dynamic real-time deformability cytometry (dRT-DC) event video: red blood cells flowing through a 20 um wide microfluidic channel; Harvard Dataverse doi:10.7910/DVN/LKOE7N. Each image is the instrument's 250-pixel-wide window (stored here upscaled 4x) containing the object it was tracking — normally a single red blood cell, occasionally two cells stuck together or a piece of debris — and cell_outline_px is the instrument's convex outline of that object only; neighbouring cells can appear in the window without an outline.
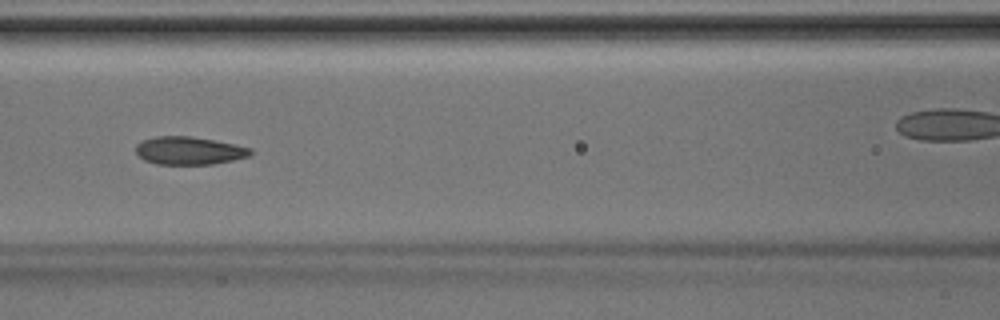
{"species": "Egyptian fruit bat (a non-hibernating species)", "species_latin": "Rousettus aegyptiacus", "temperature_condition": "room temperature", "stored_images_in_passage": 45, "camera_frame_rate_fps": 3000, "um_per_image_px": 0.085, "animal": {"sex": "male"}, "frame": {"image": 1, "passage_image": 20, "time_ms": 6.333, "image_size_px": [1000, 320], "cell_outline_px": [[252, 152], [248, 156], [232, 160], [212, 164], [156, 164], [144, 160], [136, 152], [136, 144], [140, 140], [156, 136], [192, 136], [252, 148]], "centroid_in_image_um": [16.02, 12.8], "position_along_channel_um": 150.6, "area_um2": 18.55}}
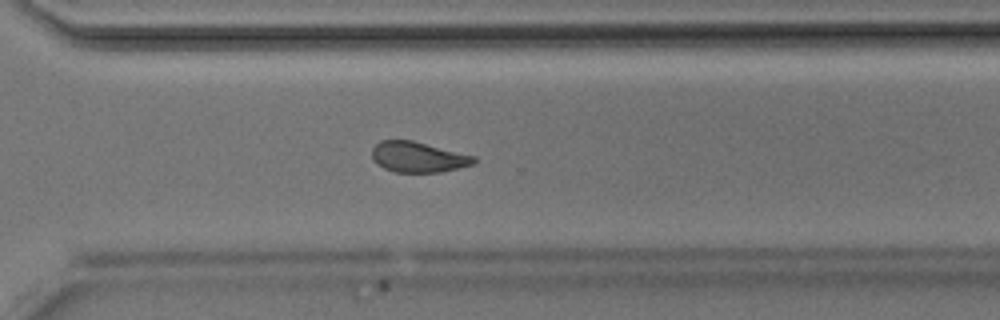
{"frame": {"image": 2, "passage_image": 32, "time_ms": 10.333, "image_size_px": [1000, 320], "cell_outline_px": [[476, 164], [440, 172], [396, 172], [384, 168], [376, 164], [372, 160], [372, 148], [380, 140], [412, 140], [476, 156]], "centroid_in_image_um": [35.54, 13.35], "position_along_channel_um": 335.1, "area_um2": 18.26}}
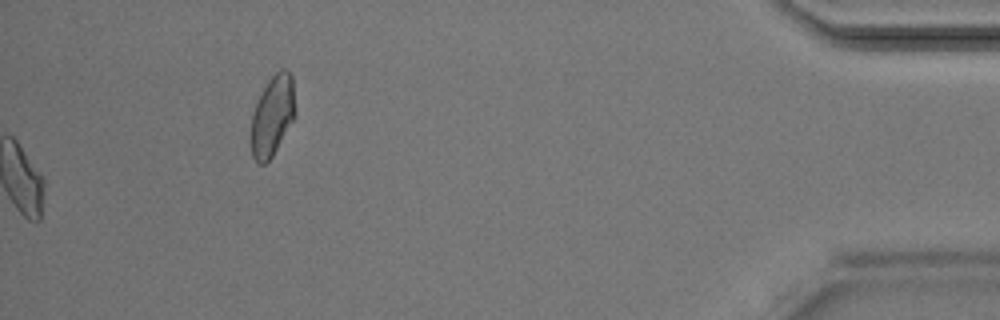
{"frame": {"image": 3, "passage_image": 45, "time_ms": 14.667, "image_size_px": [1000, 320], "cell_outline_px": [[296, 112], [292, 120], [272, 156], [264, 164], [260, 164], [252, 156], [252, 112], [268, 80], [280, 68], [284, 68], [292, 76]], "centroid_in_image_um": [23.17, 9.8], "position_along_channel_um": 412.0, "area_um2": 20.17}}